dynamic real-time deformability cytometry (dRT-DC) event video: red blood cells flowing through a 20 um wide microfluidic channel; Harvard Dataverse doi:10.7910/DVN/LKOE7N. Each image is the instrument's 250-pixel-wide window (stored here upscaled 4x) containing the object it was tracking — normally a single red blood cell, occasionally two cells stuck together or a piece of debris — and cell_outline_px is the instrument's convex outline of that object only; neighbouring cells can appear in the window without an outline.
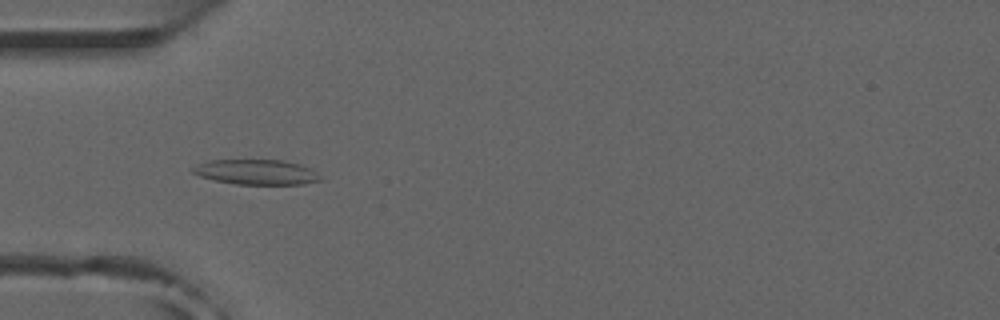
{"species": "common noctule bat (a hibernating species)", "species_latin": "Nyctalus noctula", "temperature_condition": "room temperature", "stored_images_in_passage": 52, "camera_frame_rate_fps": 3000, "um_per_image_px": 0.085, "animal": {"sex": "male", "forearm_length_mm": 52.5}, "frame": {"image": 1, "passage_image": 15, "time_ms": 4.667, "image_size_px": [1000, 320], "cell_outline_px": [[324, 180], [304, 184], [236, 184], [216, 180], [200, 176], [192, 172], [192, 168], [196, 164], [208, 160], [284, 160], [300, 164], [312, 168]], "centroid_in_image_um": [21.83, 14.62], "position_along_channel_um": 63.2, "area_um2": 18.73}}
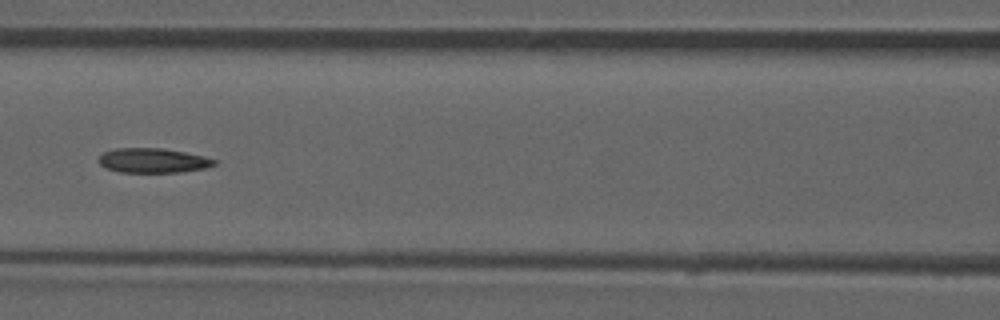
{"frame": {"image": 2, "passage_image": 22, "time_ms": 7.0, "image_size_px": [1000, 320], "cell_outline_px": [[216, 164], [204, 168], [180, 172], [120, 172], [104, 168], [96, 160], [104, 152], [116, 148], [160, 148], [184, 152], [204, 156], [216, 160]], "centroid_in_image_um": [12.96, 13.64], "position_along_channel_um": 153.6, "area_um2": 16.53}, "authors_computed_cell_mechanics": {"area_um2": 16.8776, "velocity_mm_per_s": 3.922, "shape_relaxation_time_tau1_ms": null, "shape_relaxation_time_tau2_ms": 7.2428, "deformation_change_tau1": null, "deformation_change_tau2": 0.1528}}